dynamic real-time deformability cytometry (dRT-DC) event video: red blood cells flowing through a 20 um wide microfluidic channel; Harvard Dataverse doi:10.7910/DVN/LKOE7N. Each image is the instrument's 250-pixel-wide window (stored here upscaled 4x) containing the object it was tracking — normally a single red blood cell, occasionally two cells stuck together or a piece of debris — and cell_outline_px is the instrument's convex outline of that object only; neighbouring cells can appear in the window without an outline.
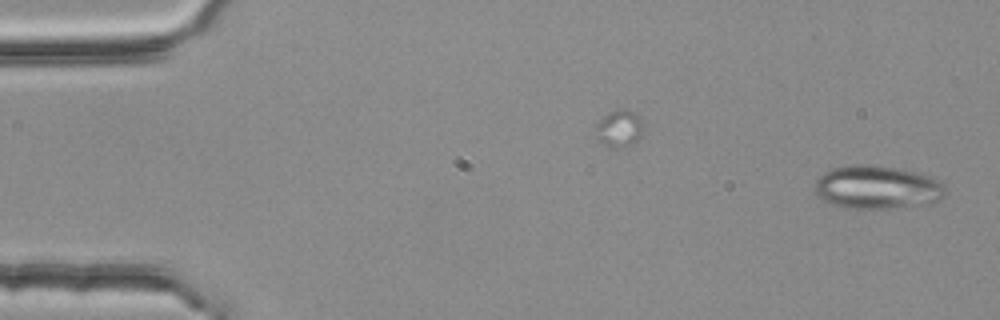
{"species": "common noctule bat (a hibernating species)", "species_latin": "Nyctalus noctula", "temperature_condition": "room temperature", "stored_images_in_passage": 46, "camera_frame_rate_fps": 3000, "um_per_image_px": 0.085, "animal": {"sex": "female", "body_mass_g": 25.1}, "frame": {"image": 1, "passage_image": 1, "time_ms": 0.0, "image_size_px": [1000, 320], "cell_outline_px": [[948, 192], [940, 200], [928, 204], [892, 208], [844, 208], [832, 204], [824, 200], [816, 192], [816, 180], [824, 172], [832, 168], [848, 164], [860, 164], [892, 168], [916, 172], [928, 176], [944, 184]], "centroid_in_image_um": [74.58, 15.93], "position_along_channel_um": 10.4, "area_um2": 32.83}}
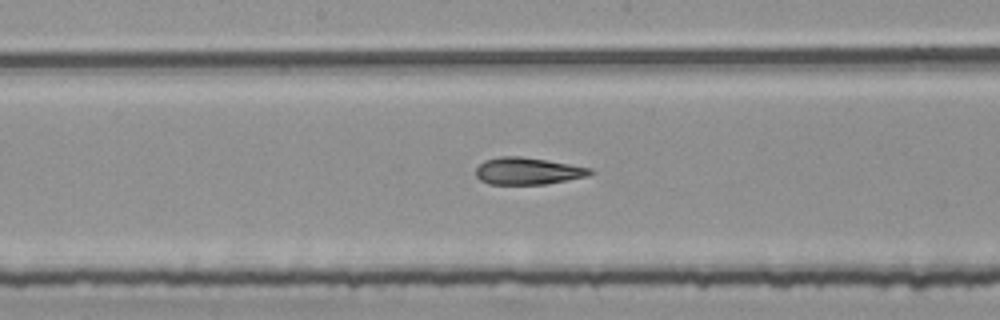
{"frame": {"image": 2, "passage_image": 27, "time_ms": 8.667, "image_size_px": [1000, 320], "cell_outline_px": [[596, 172], [588, 176], [544, 184], [488, 184], [480, 180], [476, 176], [476, 168], [484, 160], [496, 156], [520, 156], [592, 168]], "centroid_in_image_um": [44.84, 14.53], "position_along_channel_um": 203.4, "area_um2": 17.98}}
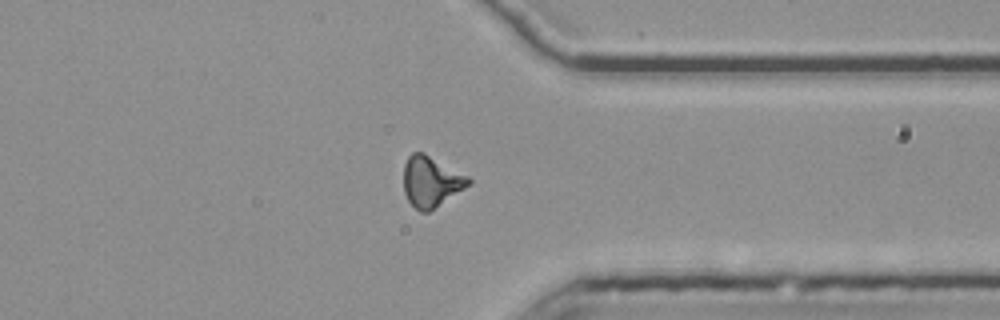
{"frame": {"image": 3, "passage_image": 41, "time_ms": 13.333, "image_size_px": [1000, 320], "cell_outline_px": [[472, 184], [428, 212], [420, 212], [408, 200], [404, 192], [404, 164], [408, 156], [412, 152], [424, 152], [468, 176], [472, 180]], "centroid_in_image_um": [36.65, 15.42], "position_along_channel_um": 374.8, "area_um2": 19.19}, "authors_computed_cell_mechanics": {"area_um2": 18.6116, "velocity_mm_per_s": 3.7906, "shape_relaxation_time_tau1_ms": null, "shape_relaxation_time_tau2_ms": 3.2256, "deformation_change_tau1": null, "deformation_change_tau2": 0.138}}